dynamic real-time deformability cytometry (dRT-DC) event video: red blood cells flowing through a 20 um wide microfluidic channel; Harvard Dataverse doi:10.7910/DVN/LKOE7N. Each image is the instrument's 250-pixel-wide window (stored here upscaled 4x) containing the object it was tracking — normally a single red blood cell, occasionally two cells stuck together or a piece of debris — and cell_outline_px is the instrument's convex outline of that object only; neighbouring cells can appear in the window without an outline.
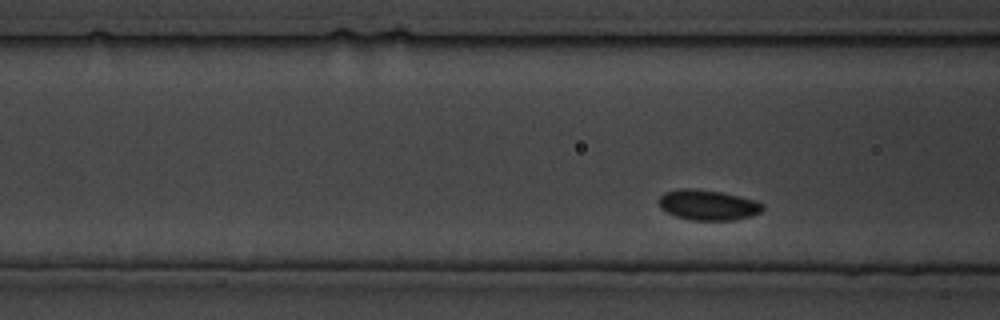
{"species": "common noctule bat (a hibernating species)", "species_latin": "Nyctalus noctula", "temperature_condition": "cold", "stored_images_in_passage": 75, "camera_frame_rate_fps": 3000, "um_per_image_px": 0.085, "animal": {"sex": "male", "body_mass_g": 19.5, "forearm_length_mm": 54.6}, "frame": {"image": 1, "passage_image": 10, "time_ms": 3.0, "image_size_px": [1000, 320], "cell_outline_px": [[764, 208], [760, 212], [748, 216], [732, 220], [692, 220], [676, 216], [660, 208], [660, 196], [664, 192], [680, 188], [696, 188], [720, 192], [756, 200], [764, 204]], "centroid_in_image_um": [60.17, 17.41], "position_along_channel_um": 106.4, "area_um2": 18.21}}
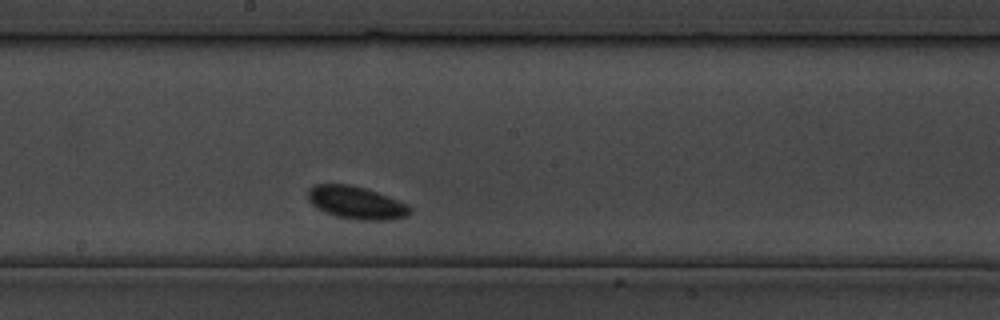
{"frame": {"image": 2, "passage_image": 33, "time_ms": 10.667, "image_size_px": [1000, 320], "cell_outline_px": [[412, 212], [408, 216], [392, 220], [356, 220], [336, 216], [324, 212], [316, 208], [308, 200], [308, 188], [316, 184], [348, 184], [364, 188], [388, 196], [408, 204], [412, 208]], "centroid_in_image_um": [30.3, 17.24], "position_along_channel_um": 217.9, "area_um2": 19.65}}
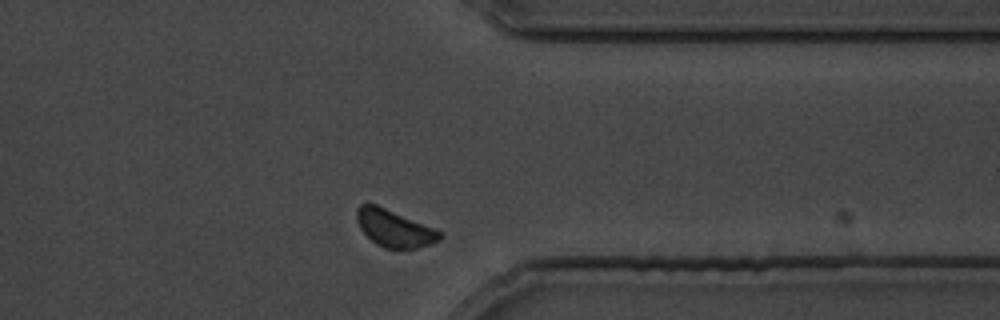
{"frame": {"image": 3, "passage_image": 66, "time_ms": 21.667, "image_size_px": [1000, 320], "cell_outline_px": [[444, 232], [440, 240], [432, 244], [416, 248], [384, 248], [376, 244], [360, 228], [356, 220], [356, 208], [360, 204], [376, 204]], "centroid_in_image_um": [33.53, 19.41], "position_along_channel_um": 377.9, "area_um2": 17.92}}